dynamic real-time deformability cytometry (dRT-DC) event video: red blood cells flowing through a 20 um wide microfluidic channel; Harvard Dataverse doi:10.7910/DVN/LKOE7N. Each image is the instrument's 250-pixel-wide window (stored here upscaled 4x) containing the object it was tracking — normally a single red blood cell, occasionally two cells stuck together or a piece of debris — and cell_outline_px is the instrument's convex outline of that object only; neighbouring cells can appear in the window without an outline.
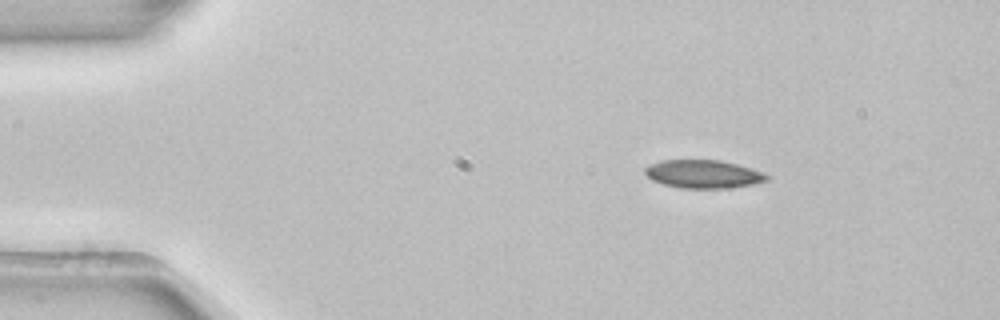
{"species": "common noctule bat (a hibernating species)", "species_latin": "Nyctalus noctula", "temperature_condition": "room temperature", "stored_images_in_passage": 45, "camera_frame_rate_fps": 3000, "um_per_image_px": 0.085, "animal": {"sex": "female", "body_mass_g": 22.7, "forearm_length_mm": 54.2}, "frame": {"image": 1, "passage_image": 1, "time_ms": 0.0, "image_size_px": [1000, 320], "cell_outline_px": [[768, 180], [756, 184], [724, 188], [680, 188], [664, 184], [652, 180], [644, 172], [644, 168], [648, 164], [660, 160], [720, 160], [736, 164], [760, 172], [768, 176]], "centroid_in_image_um": [59.72, 14.79], "position_along_channel_um": 25.3, "area_um2": 19.88}}
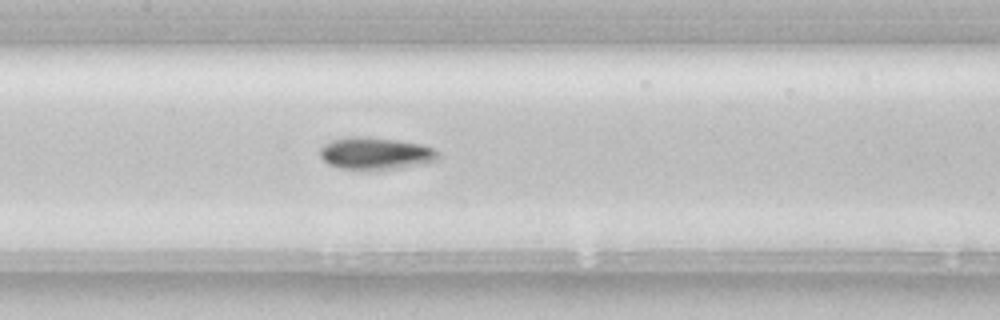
{"frame": {"image": 2, "passage_image": 18, "time_ms": 5.667, "image_size_px": [1000, 320], "cell_outline_px": [[440, 160], [424, 164], [400, 168], [340, 168], [328, 164], [320, 156], [320, 148], [324, 144], [332, 140], [352, 136], [364, 136], [420, 144], [436, 148], [440, 152]], "centroid_in_image_um": [31.98, 13.03], "position_along_channel_um": 175.4, "area_um2": 21.96}}
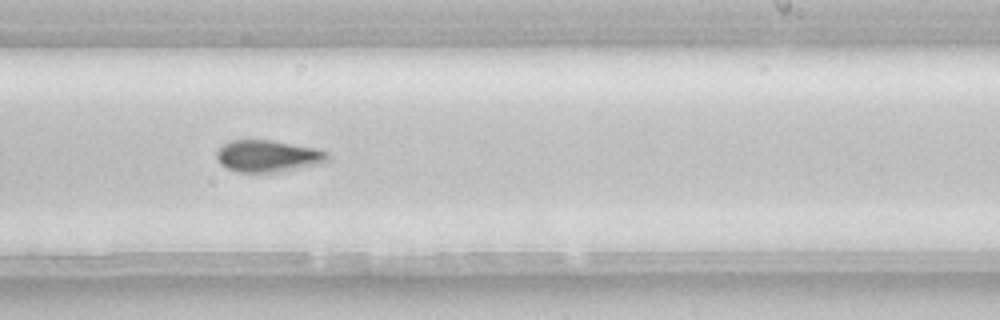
{"frame": {"image": 3, "passage_image": 25, "time_ms": 8.0, "image_size_px": [1000, 320], "cell_outline_px": [[328, 160], [320, 164], [268, 172], [240, 172], [228, 168], [220, 164], [216, 156], [216, 152], [224, 144], [232, 140], [272, 140], [316, 148], [328, 152]], "centroid_in_image_um": [22.76, 13.25], "position_along_channel_um": 266.2, "area_um2": 20.23}, "authors_computed_cell_mechanics": {"area_um2": 20.1722, "velocity_mm_per_s": 3.9122, "shape_relaxation_time_tau1_ms": 4.0731, "shape_relaxation_time_tau2_ms": null, "deformation_change_tau1": 0.1151, "deformation_change_tau2": null}}